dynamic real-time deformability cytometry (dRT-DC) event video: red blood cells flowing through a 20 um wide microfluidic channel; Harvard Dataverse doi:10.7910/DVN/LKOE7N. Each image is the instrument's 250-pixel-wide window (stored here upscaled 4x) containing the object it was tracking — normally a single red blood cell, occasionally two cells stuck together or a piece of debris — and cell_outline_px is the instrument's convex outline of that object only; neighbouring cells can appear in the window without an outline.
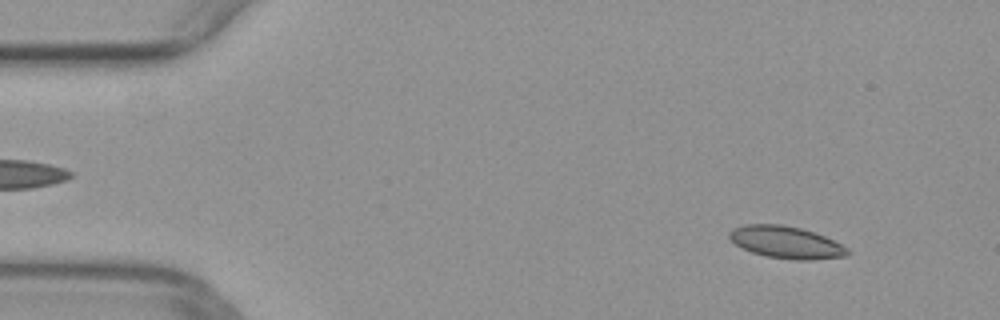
{"species": "common noctule bat (a hibernating species)", "species_latin": "Nyctalus noctula", "temperature_condition": "warm", "stored_images_in_passage": 50, "camera_frame_rate_fps": 3000, "um_per_image_px": 0.085, "animal": {"sex": "female", "body_mass_g": 29.2, "forearm_length_mm": 56.3}, "frame": {"image": 1, "passage_image": 5, "time_ms": 1.333, "image_size_px": [1000, 320], "cell_outline_px": [[848, 256], [812, 260], [796, 260], [768, 256], [752, 252], [736, 244], [728, 236], [728, 232], [732, 228], [744, 224], [780, 224], [800, 228], [816, 232], [848, 248]], "centroid_in_image_um": [66.81, 20.59], "position_along_channel_um": 18.2, "area_um2": 22.02}}
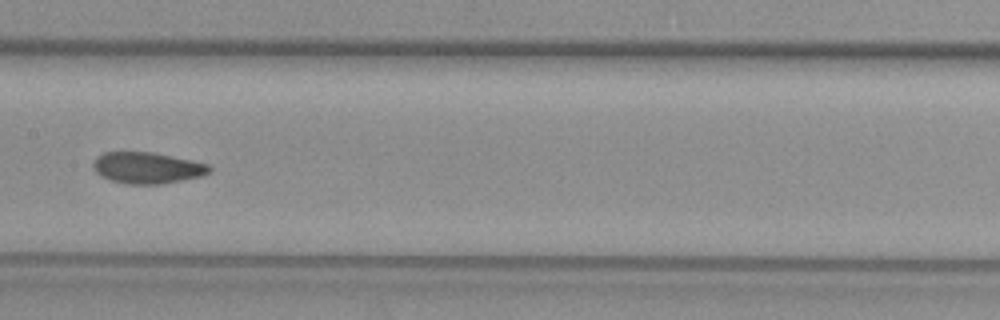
{"frame": {"image": 2, "passage_image": 25, "time_ms": 8.0, "image_size_px": [1000, 320], "cell_outline_px": [[212, 172], [204, 176], [160, 184], [128, 184], [112, 180], [100, 176], [92, 168], [92, 164], [96, 156], [104, 152], [152, 152], [192, 160], [208, 164], [212, 168]], "centroid_in_image_um": [12.53, 14.26], "position_along_channel_um": 194.9, "area_um2": 21.39}}
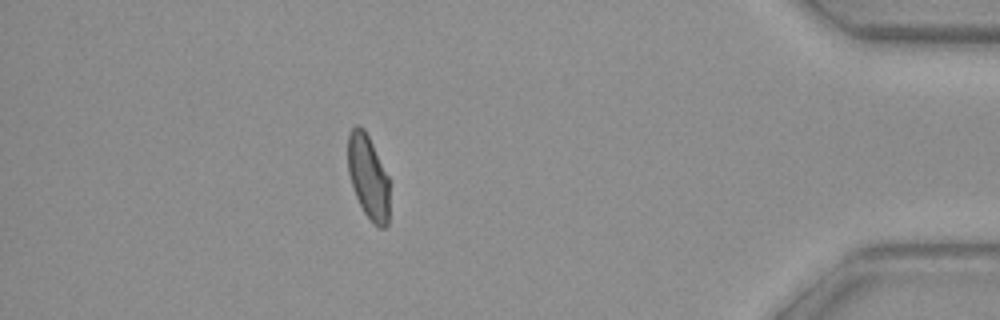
{"frame": {"image": 3, "passage_image": 44, "time_ms": 14.333, "image_size_px": [1000, 320], "cell_outline_px": [[388, 224], [384, 228], [380, 228], [372, 224], [364, 212], [356, 196], [348, 172], [348, 132], [356, 124], [360, 124], [364, 128], [388, 176]], "centroid_in_image_um": [31.28, 15.03], "position_along_channel_um": 403.9, "area_um2": 20.23}}